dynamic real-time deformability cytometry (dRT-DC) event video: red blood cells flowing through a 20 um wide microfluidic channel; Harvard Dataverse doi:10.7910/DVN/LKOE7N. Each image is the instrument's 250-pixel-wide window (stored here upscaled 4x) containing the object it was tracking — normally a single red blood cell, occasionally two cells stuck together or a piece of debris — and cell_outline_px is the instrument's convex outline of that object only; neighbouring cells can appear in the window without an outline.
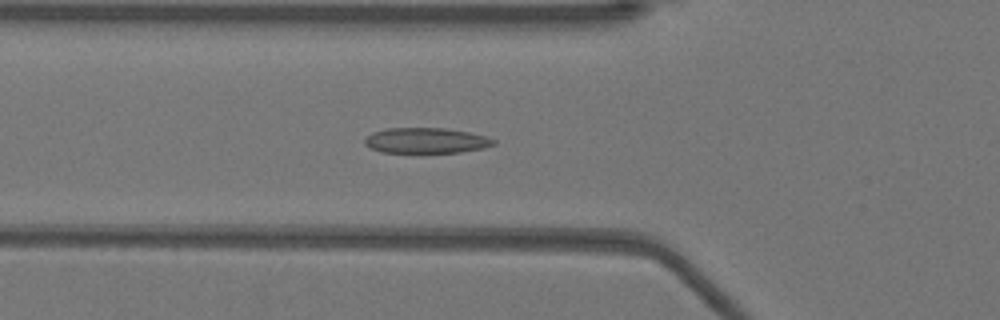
{"species": "Egyptian fruit bat (a non-hibernating species)", "species_latin": "Rousettus aegyptiacus", "temperature_condition": "warm", "stored_images_in_passage": 45, "camera_frame_rate_fps": 3000, "um_per_image_px": 0.085, "animal": {"sex": "female"}, "frame": {"image": 1, "passage_image": 12, "time_ms": 3.667, "image_size_px": [1000, 320], "cell_outline_px": [[496, 144], [484, 148], [460, 152], [384, 152], [372, 148], [364, 144], [364, 140], [372, 132], [388, 128], [444, 128], [468, 132], [484, 136], [496, 140]], "centroid_in_image_um": [36.23, 11.94], "position_along_channel_um": 89.6, "area_um2": 18.9}}
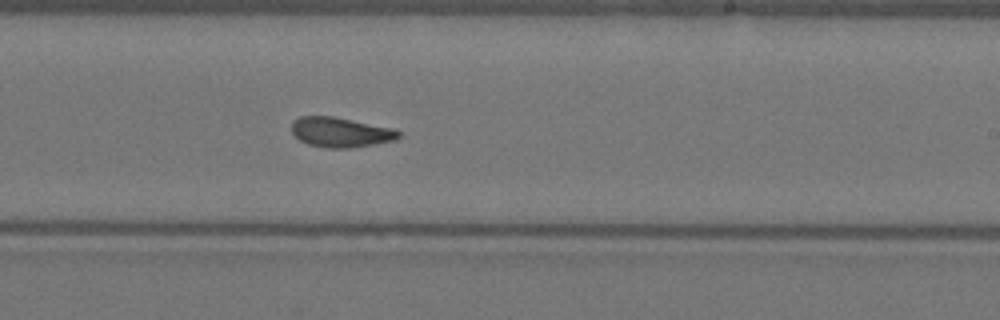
{"frame": {"image": 2, "passage_image": 25, "time_ms": 8.0, "image_size_px": [1000, 320], "cell_outline_px": [[400, 136], [396, 140], [376, 144], [348, 148], [328, 148], [308, 144], [300, 140], [292, 132], [292, 120], [300, 116], [332, 116], [396, 128], [400, 132]], "centroid_in_image_um": [28.98, 11.23], "position_along_channel_um": 260.0, "area_um2": 18.79}}
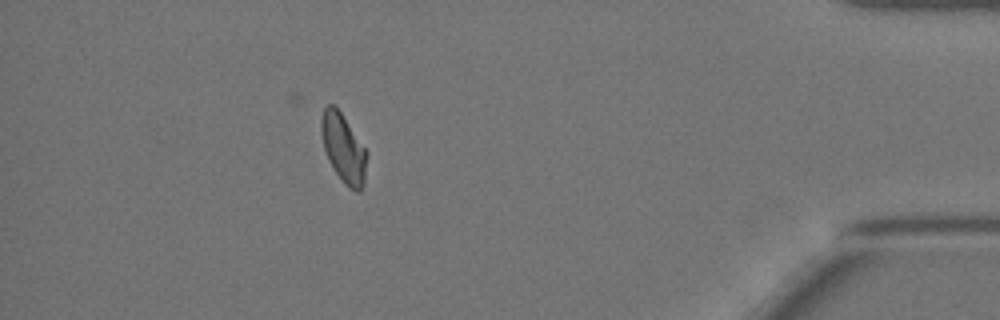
{"frame": {"image": 3, "passage_image": 40, "time_ms": 13.0, "image_size_px": [1000, 320], "cell_outline_px": [[368, 152], [364, 184], [360, 192], [356, 192], [348, 188], [344, 184], [336, 172], [324, 148], [320, 132], [320, 120], [324, 108], [328, 104], [332, 104], [340, 112]], "centroid_in_image_um": [29.21, 12.63], "position_along_channel_um": 406.0, "area_um2": 18.09}, "authors_computed_cell_mechanics": {"area_um2": 18.9006, "velocity_mm_per_s": 3.9246, "shape_relaxation_time_tau1_ms": null, "shape_relaxation_time_tau2_ms": 1.2946, "deformation_change_tau1": null, "deformation_change_tau2": 0.0625}}